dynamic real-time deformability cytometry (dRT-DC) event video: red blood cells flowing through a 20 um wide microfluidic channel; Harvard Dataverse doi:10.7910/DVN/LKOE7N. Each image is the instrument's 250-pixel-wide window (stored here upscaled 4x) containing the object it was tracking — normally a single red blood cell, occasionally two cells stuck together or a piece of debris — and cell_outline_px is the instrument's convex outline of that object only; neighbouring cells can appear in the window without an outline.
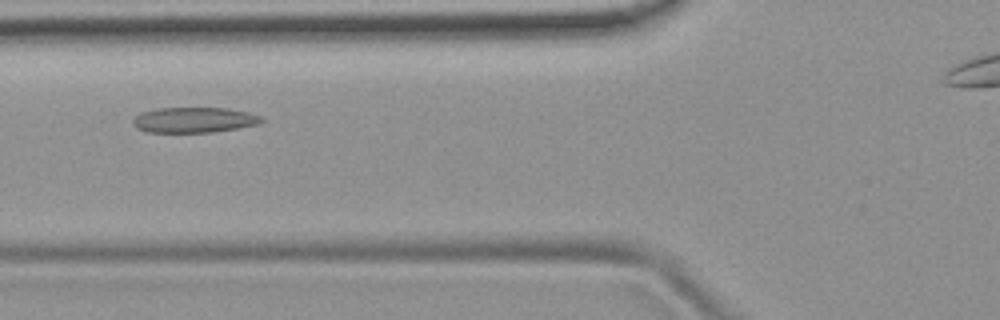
{"species": "common noctule bat (a hibernating species)", "species_latin": "Nyctalus noctula", "temperature_condition": "room temperature", "stored_images_in_passage": 5, "camera_frame_rate_fps": 3000, "um_per_image_px": 0.085, "animal": {"sex": "female", "body_mass_g": 19.9}, "frame": {"image": 1, "passage_image": 4, "time_ms": 3.333, "image_size_px": [1000, 320], "cell_outline_px": [[264, 120], [260, 124], [212, 132], [148, 132], [136, 128], [132, 124], [132, 120], [140, 112], [156, 108], [228, 108], [248, 112], [260, 116]], "centroid_in_image_um": [16.47, 10.19], "position_along_channel_um": 109.3, "area_um2": 19.07}}
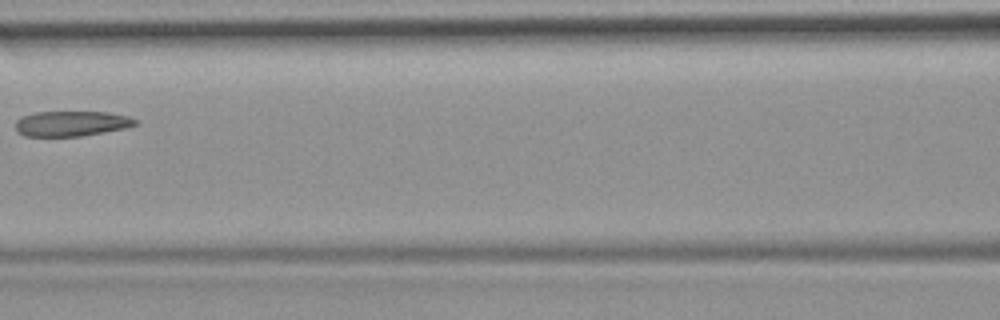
{"frame": {"image": 2, "passage_image": 5, "time_ms": 4.667, "image_size_px": [1000, 320], "cell_outline_px": [[140, 124], [124, 128], [104, 132], [80, 136], [24, 136], [16, 128], [16, 120], [24, 116], [36, 112], [108, 112], [128, 116], [140, 120]], "centroid_in_image_um": [6.14, 10.5], "position_along_channel_um": 160.5, "area_um2": 17.57}}